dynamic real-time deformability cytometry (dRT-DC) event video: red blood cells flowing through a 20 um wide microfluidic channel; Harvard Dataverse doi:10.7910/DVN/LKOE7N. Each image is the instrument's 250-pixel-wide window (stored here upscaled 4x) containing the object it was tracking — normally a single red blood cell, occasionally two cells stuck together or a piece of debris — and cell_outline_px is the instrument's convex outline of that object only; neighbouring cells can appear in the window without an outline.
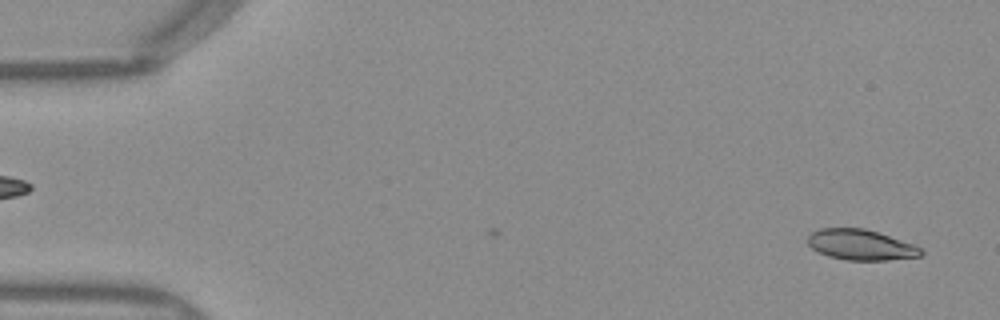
{"species": "Egyptian fruit bat (a non-hibernating species)", "species_latin": "Rousettus aegyptiacus", "temperature_condition": "warm", "stored_images_in_passage": 43, "camera_frame_rate_fps": 3000, "um_per_image_px": 0.085, "frame": {"image": 1, "passage_image": 2, "time_ms": 0.333, "image_size_px": [1000, 320], "cell_outline_px": [[924, 252], [920, 256], [888, 260], [848, 260], [828, 256], [812, 248], [808, 244], [808, 236], [812, 232], [820, 228], [864, 228], [912, 244], [920, 248]], "centroid_in_image_um": [73.14, 20.81], "position_along_channel_um": 11.9, "area_um2": 19.83}}
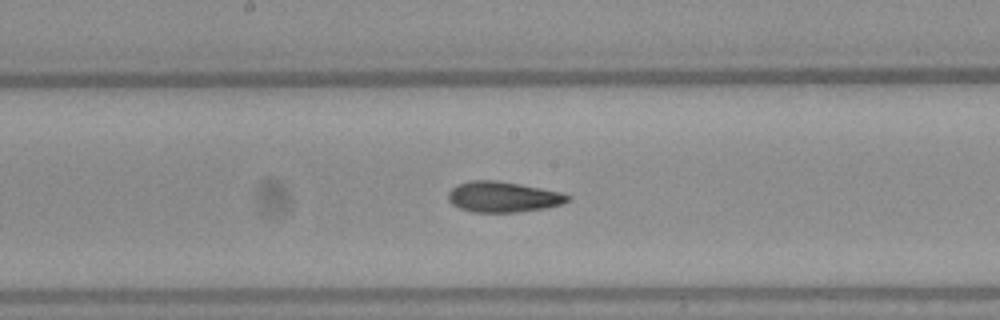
{"frame": {"image": 2, "passage_image": 26, "time_ms": 8.333, "image_size_px": [1000, 320], "cell_outline_px": [[572, 200], [564, 204], [548, 208], [516, 212], [472, 212], [460, 208], [452, 204], [448, 200], [448, 192], [456, 184], [472, 180], [496, 180], [520, 184], [564, 192], [572, 196]], "centroid_in_image_um": [42.82, 16.73], "position_along_channel_um": 205.4, "area_um2": 21.73}}
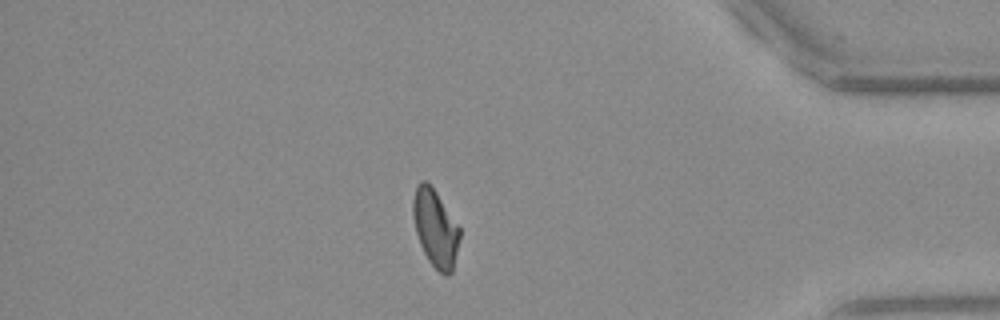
{"frame": {"image": 3, "passage_image": 43, "time_ms": 14.0, "image_size_px": [1000, 320], "cell_outline_px": [[460, 236], [452, 272], [448, 276], [444, 276], [428, 260], [420, 244], [416, 232], [412, 212], [412, 200], [416, 184], [420, 180], [428, 180], [460, 228]], "centroid_in_image_um": [36.98, 19.36], "position_along_channel_um": 398.2, "area_um2": 21.04}, "authors_computed_cell_mechanics": {"area_um2": 21.0392, "velocity_mm_per_s": 4.0056, "shape_relaxation_time_tau1_ms": 7.1175, "shape_relaxation_time_tau2_ms": 2.4106, "deformation_change_tau1": 0.1985, "deformation_change_tau2": 0.0915}}